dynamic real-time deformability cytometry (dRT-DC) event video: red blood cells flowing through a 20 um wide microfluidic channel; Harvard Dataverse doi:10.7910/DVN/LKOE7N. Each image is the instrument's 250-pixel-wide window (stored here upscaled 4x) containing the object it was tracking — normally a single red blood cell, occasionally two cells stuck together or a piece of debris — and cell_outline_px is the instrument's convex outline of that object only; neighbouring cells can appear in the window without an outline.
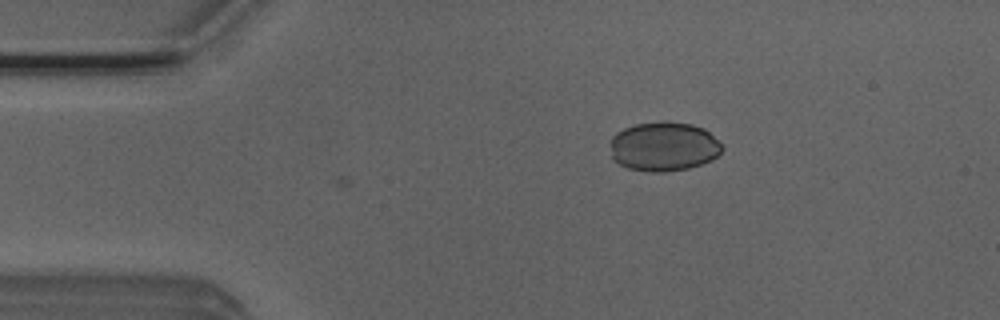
{"species": "Egyptian fruit bat (a non-hibernating species)", "species_latin": "Rousettus aegyptiacus", "temperature_condition": "room temperature", "stored_images_in_passage": 4, "camera_frame_rate_fps": 3000, "um_per_image_px": 0.085, "animal": {"sex": "male"}, "frame": {"image": 1, "passage_image": 4, "time_ms": 1.0, "image_size_px": [1000, 320], "cell_outline_px": [[724, 148], [712, 160], [688, 168], [664, 172], [652, 172], [628, 168], [612, 160], [612, 136], [616, 132], [624, 128], [636, 124], [660, 120], [664, 120], [692, 124], [704, 128], [720, 140]], "centroid_in_image_um": [56.44, 12.43], "position_along_channel_um": 28.6, "area_um2": 32.43}}